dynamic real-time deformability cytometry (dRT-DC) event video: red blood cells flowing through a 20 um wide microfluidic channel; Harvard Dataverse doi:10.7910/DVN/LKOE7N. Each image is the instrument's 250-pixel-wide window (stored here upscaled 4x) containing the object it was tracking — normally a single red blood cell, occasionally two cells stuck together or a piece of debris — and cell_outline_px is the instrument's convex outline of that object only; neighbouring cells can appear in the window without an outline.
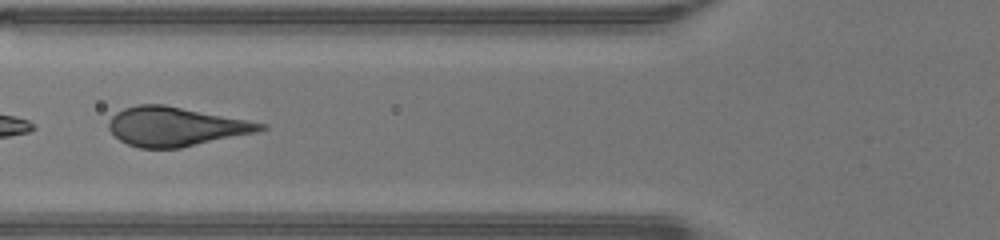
{"species": "human", "species_latin": "Homo sapiens", "temperature_condition": "warm", "stored_images_in_passage": 26, "segment_of_instrument_passage": [2, 2], "camera_frame_rate_fps": 3000, "um_per_image_px": 0.085, "donor": {"sex": "male"}, "frame": {"image": 1, "passage_image": 17, "time_ms": 5.333, "image_size_px": [1000, 240], "cell_outline_px": [[268, 128], [256, 132], [180, 148], [140, 148], [128, 144], [120, 140], [108, 128], [108, 120], [116, 112], [124, 108], [140, 104], [164, 104], [248, 120], [268, 124]], "centroid_in_image_um": [14.92, 10.75], "position_along_channel_um": 110.9, "area_um2": 34.45}}
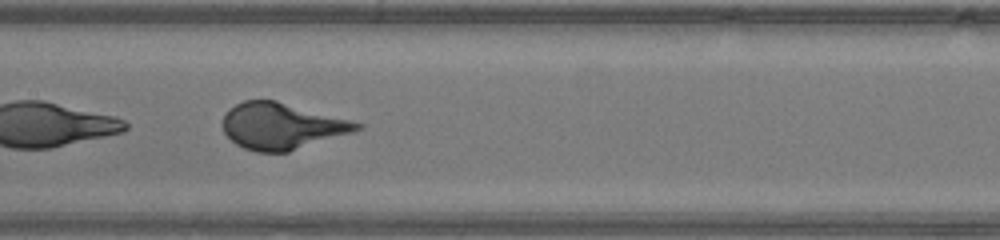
{"frame": {"image": 2, "passage_image": 22, "time_ms": 7.0, "image_size_px": [1000, 240], "cell_outline_px": [[364, 128], [352, 132], [288, 152], [256, 152], [244, 148], [236, 144], [224, 132], [224, 116], [228, 108], [244, 100], [276, 100], [364, 124]], "centroid_in_image_um": [23.94, 10.72], "position_along_channel_um": 183.5, "area_um2": 35.89}}